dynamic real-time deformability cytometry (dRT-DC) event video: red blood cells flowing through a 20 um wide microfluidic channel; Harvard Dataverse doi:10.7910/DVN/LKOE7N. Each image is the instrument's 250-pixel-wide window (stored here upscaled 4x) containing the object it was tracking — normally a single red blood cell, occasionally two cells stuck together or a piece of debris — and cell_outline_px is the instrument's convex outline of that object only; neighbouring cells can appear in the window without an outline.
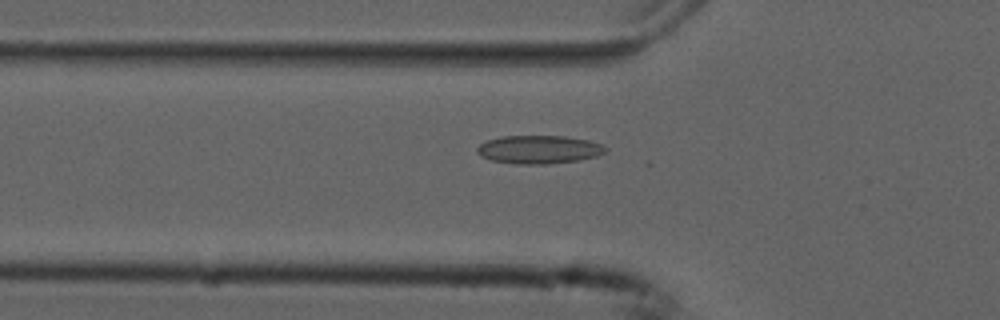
{"species": "common noctule bat (a hibernating species)", "species_latin": "Nyctalus noctula", "temperature_condition": "cold", "stored_images_in_passage": 54, "camera_frame_rate_fps": 3000, "um_per_image_px": 0.085, "animal": {"sex": "male", "forearm_length_mm": 52.5}, "frame": {"image": 1, "passage_image": 18, "time_ms": 5.667, "image_size_px": [1000, 320], "cell_outline_px": [[608, 148], [604, 152], [596, 156], [576, 160], [548, 164], [516, 164], [492, 160], [480, 156], [476, 152], [476, 148], [480, 144], [488, 140], [500, 136], [564, 136], [588, 140], [600, 144]], "centroid_in_image_um": [45.77, 12.7], "position_along_channel_um": 80.0, "area_um2": 21.04}}
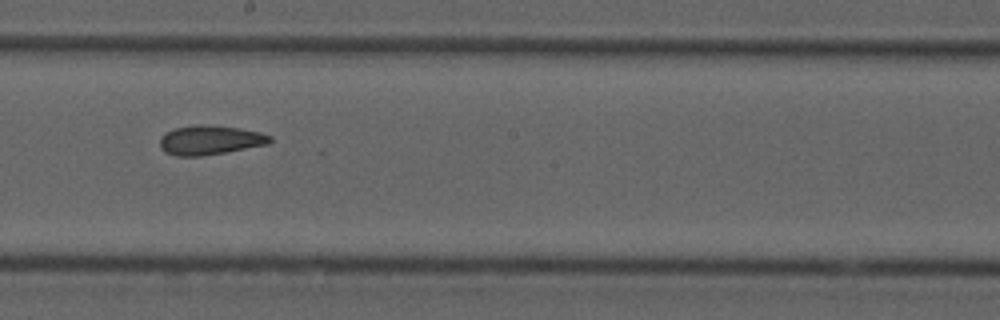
{"frame": {"image": 2, "passage_image": 30, "time_ms": 9.667, "image_size_px": [1000, 320], "cell_outline_px": [[272, 140], [268, 144], [224, 152], [200, 156], [176, 156], [164, 152], [160, 148], [160, 136], [176, 128], [196, 124], [200, 124], [240, 128], [260, 132], [272, 136]], "centroid_in_image_um": [17.84, 11.9], "position_along_channel_um": 230.4, "area_um2": 18.73}}
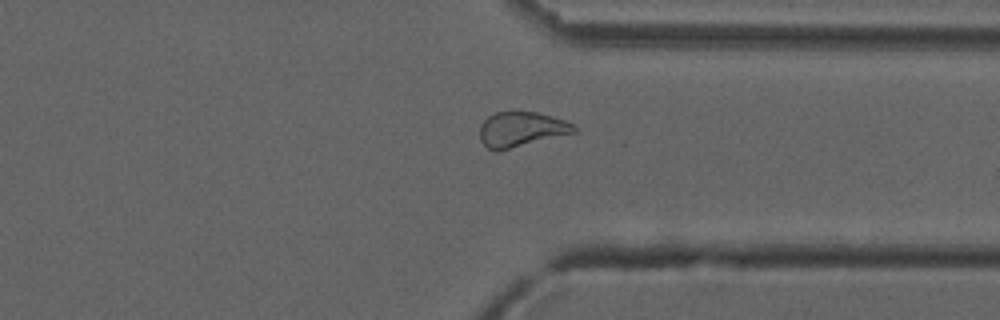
{"frame": {"image": 3, "passage_image": 41, "time_ms": 13.333, "image_size_px": [1000, 320], "cell_outline_px": [[576, 132], [508, 148], [488, 148], [480, 140], [480, 124], [488, 116], [496, 112], [536, 112], [552, 116], [576, 124]], "centroid_in_image_um": [44.33, 10.95], "position_along_channel_um": 367.1, "area_um2": 18.61}, "authors_computed_cell_mechanics": {"area_um2": 20.2011, "velocity_mm_per_s": 3.7472, "shape_relaxation_time_tau1_ms": null, "shape_relaxation_time_tau2_ms": 1.7633, "deformation_change_tau1": null, "deformation_change_tau2": 0.0807}}